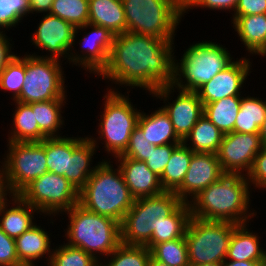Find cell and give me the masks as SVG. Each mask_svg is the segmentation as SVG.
Returning a JSON list of instances; mask_svg holds the SVG:
<instances>
[{
  "label": "cell",
  "mask_w": 266,
  "mask_h": 266,
  "mask_svg": "<svg viewBox=\"0 0 266 266\" xmlns=\"http://www.w3.org/2000/svg\"><path fill=\"white\" fill-rule=\"evenodd\" d=\"M174 49V41L121 33L114 37L108 64L98 76L119 87H139L151 95L172 85Z\"/></svg>",
  "instance_id": "1"
},
{
  "label": "cell",
  "mask_w": 266,
  "mask_h": 266,
  "mask_svg": "<svg viewBox=\"0 0 266 266\" xmlns=\"http://www.w3.org/2000/svg\"><path fill=\"white\" fill-rule=\"evenodd\" d=\"M250 192L245 175L224 174L189 202L191 217L236 225L249 223L257 215L250 208Z\"/></svg>",
  "instance_id": "2"
},
{
  "label": "cell",
  "mask_w": 266,
  "mask_h": 266,
  "mask_svg": "<svg viewBox=\"0 0 266 266\" xmlns=\"http://www.w3.org/2000/svg\"><path fill=\"white\" fill-rule=\"evenodd\" d=\"M106 159L97 163L94 173L78 193V204L99 215L121 223L134 198L120 168Z\"/></svg>",
  "instance_id": "3"
},
{
  "label": "cell",
  "mask_w": 266,
  "mask_h": 266,
  "mask_svg": "<svg viewBox=\"0 0 266 266\" xmlns=\"http://www.w3.org/2000/svg\"><path fill=\"white\" fill-rule=\"evenodd\" d=\"M64 213L69 218L63 236L66 244L81 248L99 262L121 244L120 223L113 218L91 212L79 204Z\"/></svg>",
  "instance_id": "4"
},
{
  "label": "cell",
  "mask_w": 266,
  "mask_h": 266,
  "mask_svg": "<svg viewBox=\"0 0 266 266\" xmlns=\"http://www.w3.org/2000/svg\"><path fill=\"white\" fill-rule=\"evenodd\" d=\"M118 89L116 86L110 89L106 88L107 93L103 96L104 111L98 115L100 119L96 134L99 137L88 136L97 149L99 143H102L108 154L107 157L112 154L114 158L122 155L127 149L131 133L137 126L142 111L138 110L137 107L134 108L135 106L129 98L130 91L126 92L128 94L126 96Z\"/></svg>",
  "instance_id": "5"
},
{
  "label": "cell",
  "mask_w": 266,
  "mask_h": 266,
  "mask_svg": "<svg viewBox=\"0 0 266 266\" xmlns=\"http://www.w3.org/2000/svg\"><path fill=\"white\" fill-rule=\"evenodd\" d=\"M181 56H174L173 83L177 89L196 92L234 60L228 48L212 41L191 44Z\"/></svg>",
  "instance_id": "6"
},
{
  "label": "cell",
  "mask_w": 266,
  "mask_h": 266,
  "mask_svg": "<svg viewBox=\"0 0 266 266\" xmlns=\"http://www.w3.org/2000/svg\"><path fill=\"white\" fill-rule=\"evenodd\" d=\"M127 31L174 41L183 15V0H122Z\"/></svg>",
  "instance_id": "7"
},
{
  "label": "cell",
  "mask_w": 266,
  "mask_h": 266,
  "mask_svg": "<svg viewBox=\"0 0 266 266\" xmlns=\"http://www.w3.org/2000/svg\"><path fill=\"white\" fill-rule=\"evenodd\" d=\"M182 201L174 192L135 199L120 223L121 244L145 246L153 231Z\"/></svg>",
  "instance_id": "8"
},
{
  "label": "cell",
  "mask_w": 266,
  "mask_h": 266,
  "mask_svg": "<svg viewBox=\"0 0 266 266\" xmlns=\"http://www.w3.org/2000/svg\"><path fill=\"white\" fill-rule=\"evenodd\" d=\"M236 224L190 217L185 240L190 266L223 263Z\"/></svg>",
  "instance_id": "9"
},
{
  "label": "cell",
  "mask_w": 266,
  "mask_h": 266,
  "mask_svg": "<svg viewBox=\"0 0 266 266\" xmlns=\"http://www.w3.org/2000/svg\"><path fill=\"white\" fill-rule=\"evenodd\" d=\"M63 62L25 53V78L19 97L15 100L29 104L48 100H66L67 89ZM62 65V66H61Z\"/></svg>",
  "instance_id": "10"
},
{
  "label": "cell",
  "mask_w": 266,
  "mask_h": 266,
  "mask_svg": "<svg viewBox=\"0 0 266 266\" xmlns=\"http://www.w3.org/2000/svg\"><path fill=\"white\" fill-rule=\"evenodd\" d=\"M78 193L79 191L64 176L46 172L33 180L18 195L38 209L41 215L51 216L50 223L53 224V217L64 215L65 211L78 204Z\"/></svg>",
  "instance_id": "11"
},
{
  "label": "cell",
  "mask_w": 266,
  "mask_h": 266,
  "mask_svg": "<svg viewBox=\"0 0 266 266\" xmlns=\"http://www.w3.org/2000/svg\"><path fill=\"white\" fill-rule=\"evenodd\" d=\"M3 158L10 192L18 195L33 180L48 172L45 139L41 142H10Z\"/></svg>",
  "instance_id": "12"
},
{
  "label": "cell",
  "mask_w": 266,
  "mask_h": 266,
  "mask_svg": "<svg viewBox=\"0 0 266 266\" xmlns=\"http://www.w3.org/2000/svg\"><path fill=\"white\" fill-rule=\"evenodd\" d=\"M41 15H43L42 19L35 32L32 33L30 43L40 51L45 50L47 54L38 55L34 52L32 56L60 61L67 58L68 62L69 53L75 46V40H79L76 37L78 33L82 34L81 31L58 16L50 13Z\"/></svg>",
  "instance_id": "13"
},
{
  "label": "cell",
  "mask_w": 266,
  "mask_h": 266,
  "mask_svg": "<svg viewBox=\"0 0 266 266\" xmlns=\"http://www.w3.org/2000/svg\"><path fill=\"white\" fill-rule=\"evenodd\" d=\"M91 29L86 32L87 29ZM85 36L78 42L81 46L80 53L74 48L71 49L68 63L87 71L90 74L98 75L107 66L115 35L103 26L87 23L78 27Z\"/></svg>",
  "instance_id": "14"
},
{
  "label": "cell",
  "mask_w": 266,
  "mask_h": 266,
  "mask_svg": "<svg viewBox=\"0 0 266 266\" xmlns=\"http://www.w3.org/2000/svg\"><path fill=\"white\" fill-rule=\"evenodd\" d=\"M175 89L178 90V96L174 97L175 100L169 102L172 99V95H174L173 92H176ZM151 94V97H156L160 101H164V104L166 103L161 108L169 116L174 131L183 141L198 119L204 114V105L199 99L197 92L184 91L170 85L161 87Z\"/></svg>",
  "instance_id": "15"
},
{
  "label": "cell",
  "mask_w": 266,
  "mask_h": 266,
  "mask_svg": "<svg viewBox=\"0 0 266 266\" xmlns=\"http://www.w3.org/2000/svg\"><path fill=\"white\" fill-rule=\"evenodd\" d=\"M263 148L258 133L230 132L224 134L217 158L225 174L247 175L253 161Z\"/></svg>",
  "instance_id": "16"
},
{
  "label": "cell",
  "mask_w": 266,
  "mask_h": 266,
  "mask_svg": "<svg viewBox=\"0 0 266 266\" xmlns=\"http://www.w3.org/2000/svg\"><path fill=\"white\" fill-rule=\"evenodd\" d=\"M245 57L236 58L196 91L203 105L226 97L243 95L241 90L252 69L250 57Z\"/></svg>",
  "instance_id": "17"
},
{
  "label": "cell",
  "mask_w": 266,
  "mask_h": 266,
  "mask_svg": "<svg viewBox=\"0 0 266 266\" xmlns=\"http://www.w3.org/2000/svg\"><path fill=\"white\" fill-rule=\"evenodd\" d=\"M224 171L217 154L194 153L182 185L174 192L184 203H189L201 191L217 182Z\"/></svg>",
  "instance_id": "18"
},
{
  "label": "cell",
  "mask_w": 266,
  "mask_h": 266,
  "mask_svg": "<svg viewBox=\"0 0 266 266\" xmlns=\"http://www.w3.org/2000/svg\"><path fill=\"white\" fill-rule=\"evenodd\" d=\"M126 185L134 199L156 196L164 192L159 177L152 172L145 161L128 157H115Z\"/></svg>",
  "instance_id": "19"
},
{
  "label": "cell",
  "mask_w": 266,
  "mask_h": 266,
  "mask_svg": "<svg viewBox=\"0 0 266 266\" xmlns=\"http://www.w3.org/2000/svg\"><path fill=\"white\" fill-rule=\"evenodd\" d=\"M44 230L47 229H43L36 223L21 236L15 238L16 253L22 266H37L35 261L43 259L45 255L48 266L53 249L49 232Z\"/></svg>",
  "instance_id": "20"
},
{
  "label": "cell",
  "mask_w": 266,
  "mask_h": 266,
  "mask_svg": "<svg viewBox=\"0 0 266 266\" xmlns=\"http://www.w3.org/2000/svg\"><path fill=\"white\" fill-rule=\"evenodd\" d=\"M10 204L13 206L9 207ZM34 213L41 215L38 209L25 202L19 195H13L0 206V228L6 235L15 239L36 224L33 221Z\"/></svg>",
  "instance_id": "21"
},
{
  "label": "cell",
  "mask_w": 266,
  "mask_h": 266,
  "mask_svg": "<svg viewBox=\"0 0 266 266\" xmlns=\"http://www.w3.org/2000/svg\"><path fill=\"white\" fill-rule=\"evenodd\" d=\"M247 225L249 223L238 224L234 228L225 260H266V249H263L259 241L261 237L257 232H251Z\"/></svg>",
  "instance_id": "22"
},
{
  "label": "cell",
  "mask_w": 266,
  "mask_h": 266,
  "mask_svg": "<svg viewBox=\"0 0 266 266\" xmlns=\"http://www.w3.org/2000/svg\"><path fill=\"white\" fill-rule=\"evenodd\" d=\"M137 125L142 129L143 135L152 145L180 144L182 140L174 131L169 116L162 108H157L151 114L144 111L140 113Z\"/></svg>",
  "instance_id": "23"
},
{
  "label": "cell",
  "mask_w": 266,
  "mask_h": 266,
  "mask_svg": "<svg viewBox=\"0 0 266 266\" xmlns=\"http://www.w3.org/2000/svg\"><path fill=\"white\" fill-rule=\"evenodd\" d=\"M89 23L103 26L115 36L127 32L122 0H89Z\"/></svg>",
  "instance_id": "24"
},
{
  "label": "cell",
  "mask_w": 266,
  "mask_h": 266,
  "mask_svg": "<svg viewBox=\"0 0 266 266\" xmlns=\"http://www.w3.org/2000/svg\"><path fill=\"white\" fill-rule=\"evenodd\" d=\"M237 37L250 55L258 54L266 44V14L231 17Z\"/></svg>",
  "instance_id": "25"
},
{
  "label": "cell",
  "mask_w": 266,
  "mask_h": 266,
  "mask_svg": "<svg viewBox=\"0 0 266 266\" xmlns=\"http://www.w3.org/2000/svg\"><path fill=\"white\" fill-rule=\"evenodd\" d=\"M81 137H47L45 153L48 172L64 176L69 181V158L73 150L86 138Z\"/></svg>",
  "instance_id": "26"
},
{
  "label": "cell",
  "mask_w": 266,
  "mask_h": 266,
  "mask_svg": "<svg viewBox=\"0 0 266 266\" xmlns=\"http://www.w3.org/2000/svg\"><path fill=\"white\" fill-rule=\"evenodd\" d=\"M15 103V104H14ZM12 127L7 137L10 142H41L47 136L39 129L35 113L28 104L14 101Z\"/></svg>",
  "instance_id": "27"
},
{
  "label": "cell",
  "mask_w": 266,
  "mask_h": 266,
  "mask_svg": "<svg viewBox=\"0 0 266 266\" xmlns=\"http://www.w3.org/2000/svg\"><path fill=\"white\" fill-rule=\"evenodd\" d=\"M96 146L87 136L72 152L69 158V182L78 191L87 183L97 165L92 166Z\"/></svg>",
  "instance_id": "28"
},
{
  "label": "cell",
  "mask_w": 266,
  "mask_h": 266,
  "mask_svg": "<svg viewBox=\"0 0 266 266\" xmlns=\"http://www.w3.org/2000/svg\"><path fill=\"white\" fill-rule=\"evenodd\" d=\"M223 136L224 133L202 115L182 142L194 153L216 154Z\"/></svg>",
  "instance_id": "29"
},
{
  "label": "cell",
  "mask_w": 266,
  "mask_h": 266,
  "mask_svg": "<svg viewBox=\"0 0 266 266\" xmlns=\"http://www.w3.org/2000/svg\"><path fill=\"white\" fill-rule=\"evenodd\" d=\"M190 217L189 203L182 202L159 224L157 231H153L151 240L145 246L151 249L158 243L184 237Z\"/></svg>",
  "instance_id": "30"
},
{
  "label": "cell",
  "mask_w": 266,
  "mask_h": 266,
  "mask_svg": "<svg viewBox=\"0 0 266 266\" xmlns=\"http://www.w3.org/2000/svg\"><path fill=\"white\" fill-rule=\"evenodd\" d=\"M193 154L194 152L183 142L174 149L169 162L159 177L164 191L175 192L182 185Z\"/></svg>",
  "instance_id": "31"
},
{
  "label": "cell",
  "mask_w": 266,
  "mask_h": 266,
  "mask_svg": "<svg viewBox=\"0 0 266 266\" xmlns=\"http://www.w3.org/2000/svg\"><path fill=\"white\" fill-rule=\"evenodd\" d=\"M242 96H230L204 105V116L222 133L234 131V124L240 110Z\"/></svg>",
  "instance_id": "32"
},
{
  "label": "cell",
  "mask_w": 266,
  "mask_h": 266,
  "mask_svg": "<svg viewBox=\"0 0 266 266\" xmlns=\"http://www.w3.org/2000/svg\"><path fill=\"white\" fill-rule=\"evenodd\" d=\"M65 104H67L66 100H48L28 104L35 113L39 129L47 137H60V128L65 126L62 116L64 113L62 108Z\"/></svg>",
  "instance_id": "33"
},
{
  "label": "cell",
  "mask_w": 266,
  "mask_h": 266,
  "mask_svg": "<svg viewBox=\"0 0 266 266\" xmlns=\"http://www.w3.org/2000/svg\"><path fill=\"white\" fill-rule=\"evenodd\" d=\"M266 99L242 95L239 113L237 115L234 131L238 133H259V127L265 119Z\"/></svg>",
  "instance_id": "34"
},
{
  "label": "cell",
  "mask_w": 266,
  "mask_h": 266,
  "mask_svg": "<svg viewBox=\"0 0 266 266\" xmlns=\"http://www.w3.org/2000/svg\"><path fill=\"white\" fill-rule=\"evenodd\" d=\"M150 256V249L146 246L120 244L108 257L102 259L101 266H148Z\"/></svg>",
  "instance_id": "35"
},
{
  "label": "cell",
  "mask_w": 266,
  "mask_h": 266,
  "mask_svg": "<svg viewBox=\"0 0 266 266\" xmlns=\"http://www.w3.org/2000/svg\"><path fill=\"white\" fill-rule=\"evenodd\" d=\"M50 14L81 27L89 23V0H53Z\"/></svg>",
  "instance_id": "36"
},
{
  "label": "cell",
  "mask_w": 266,
  "mask_h": 266,
  "mask_svg": "<svg viewBox=\"0 0 266 266\" xmlns=\"http://www.w3.org/2000/svg\"><path fill=\"white\" fill-rule=\"evenodd\" d=\"M151 255L170 266H190L185 236L163 243L150 249Z\"/></svg>",
  "instance_id": "37"
},
{
  "label": "cell",
  "mask_w": 266,
  "mask_h": 266,
  "mask_svg": "<svg viewBox=\"0 0 266 266\" xmlns=\"http://www.w3.org/2000/svg\"><path fill=\"white\" fill-rule=\"evenodd\" d=\"M63 242V244L53 247L48 266H101V262L91 254Z\"/></svg>",
  "instance_id": "38"
},
{
  "label": "cell",
  "mask_w": 266,
  "mask_h": 266,
  "mask_svg": "<svg viewBox=\"0 0 266 266\" xmlns=\"http://www.w3.org/2000/svg\"><path fill=\"white\" fill-rule=\"evenodd\" d=\"M25 54L14 56L0 72V91H8L15 101L21 92L25 78ZM7 91V92H6Z\"/></svg>",
  "instance_id": "39"
},
{
  "label": "cell",
  "mask_w": 266,
  "mask_h": 266,
  "mask_svg": "<svg viewBox=\"0 0 266 266\" xmlns=\"http://www.w3.org/2000/svg\"><path fill=\"white\" fill-rule=\"evenodd\" d=\"M29 14V0H0V31L16 28Z\"/></svg>",
  "instance_id": "40"
},
{
  "label": "cell",
  "mask_w": 266,
  "mask_h": 266,
  "mask_svg": "<svg viewBox=\"0 0 266 266\" xmlns=\"http://www.w3.org/2000/svg\"><path fill=\"white\" fill-rule=\"evenodd\" d=\"M152 146L146 136L143 135L142 129L137 125L131 133L127 149L122 155L117 157H128L134 160L146 161Z\"/></svg>",
  "instance_id": "41"
},
{
  "label": "cell",
  "mask_w": 266,
  "mask_h": 266,
  "mask_svg": "<svg viewBox=\"0 0 266 266\" xmlns=\"http://www.w3.org/2000/svg\"><path fill=\"white\" fill-rule=\"evenodd\" d=\"M178 145L179 144H165L160 146L153 145L147 156V160L145 161L147 167L160 177L165 169V166L169 162L174 149Z\"/></svg>",
  "instance_id": "42"
},
{
  "label": "cell",
  "mask_w": 266,
  "mask_h": 266,
  "mask_svg": "<svg viewBox=\"0 0 266 266\" xmlns=\"http://www.w3.org/2000/svg\"><path fill=\"white\" fill-rule=\"evenodd\" d=\"M250 186L266 190V146L256 155L249 173L246 175Z\"/></svg>",
  "instance_id": "43"
},
{
  "label": "cell",
  "mask_w": 266,
  "mask_h": 266,
  "mask_svg": "<svg viewBox=\"0 0 266 266\" xmlns=\"http://www.w3.org/2000/svg\"><path fill=\"white\" fill-rule=\"evenodd\" d=\"M238 0H183V15L190 9L207 8L208 10L235 11Z\"/></svg>",
  "instance_id": "44"
},
{
  "label": "cell",
  "mask_w": 266,
  "mask_h": 266,
  "mask_svg": "<svg viewBox=\"0 0 266 266\" xmlns=\"http://www.w3.org/2000/svg\"><path fill=\"white\" fill-rule=\"evenodd\" d=\"M0 266H22L18 260L15 239L0 228Z\"/></svg>",
  "instance_id": "45"
},
{
  "label": "cell",
  "mask_w": 266,
  "mask_h": 266,
  "mask_svg": "<svg viewBox=\"0 0 266 266\" xmlns=\"http://www.w3.org/2000/svg\"><path fill=\"white\" fill-rule=\"evenodd\" d=\"M232 16L266 14V0H238Z\"/></svg>",
  "instance_id": "46"
},
{
  "label": "cell",
  "mask_w": 266,
  "mask_h": 266,
  "mask_svg": "<svg viewBox=\"0 0 266 266\" xmlns=\"http://www.w3.org/2000/svg\"><path fill=\"white\" fill-rule=\"evenodd\" d=\"M10 37L6 35L5 31H0V72L5 68L7 63L17 55L12 52L14 43H10ZM13 48V49H12Z\"/></svg>",
  "instance_id": "47"
},
{
  "label": "cell",
  "mask_w": 266,
  "mask_h": 266,
  "mask_svg": "<svg viewBox=\"0 0 266 266\" xmlns=\"http://www.w3.org/2000/svg\"><path fill=\"white\" fill-rule=\"evenodd\" d=\"M0 206L5 203L8 199V197H12L13 194L10 192V189L7 184L6 179V169L4 161H0Z\"/></svg>",
  "instance_id": "48"
},
{
  "label": "cell",
  "mask_w": 266,
  "mask_h": 266,
  "mask_svg": "<svg viewBox=\"0 0 266 266\" xmlns=\"http://www.w3.org/2000/svg\"><path fill=\"white\" fill-rule=\"evenodd\" d=\"M29 2H30V14L31 13L47 14L50 13L53 0H29Z\"/></svg>",
  "instance_id": "49"
},
{
  "label": "cell",
  "mask_w": 266,
  "mask_h": 266,
  "mask_svg": "<svg viewBox=\"0 0 266 266\" xmlns=\"http://www.w3.org/2000/svg\"><path fill=\"white\" fill-rule=\"evenodd\" d=\"M265 260H255V261H234L225 260L222 266H264Z\"/></svg>",
  "instance_id": "50"
},
{
  "label": "cell",
  "mask_w": 266,
  "mask_h": 266,
  "mask_svg": "<svg viewBox=\"0 0 266 266\" xmlns=\"http://www.w3.org/2000/svg\"><path fill=\"white\" fill-rule=\"evenodd\" d=\"M259 136L261 138V142L263 146H266V115L265 119L262 122L261 126L259 127Z\"/></svg>",
  "instance_id": "51"
},
{
  "label": "cell",
  "mask_w": 266,
  "mask_h": 266,
  "mask_svg": "<svg viewBox=\"0 0 266 266\" xmlns=\"http://www.w3.org/2000/svg\"><path fill=\"white\" fill-rule=\"evenodd\" d=\"M148 266H170V265H167L166 263L161 262V261L155 259V258L151 255V256H150V259H149V262H148Z\"/></svg>",
  "instance_id": "52"
},
{
  "label": "cell",
  "mask_w": 266,
  "mask_h": 266,
  "mask_svg": "<svg viewBox=\"0 0 266 266\" xmlns=\"http://www.w3.org/2000/svg\"><path fill=\"white\" fill-rule=\"evenodd\" d=\"M196 266H222V263H207V264H201Z\"/></svg>",
  "instance_id": "53"
},
{
  "label": "cell",
  "mask_w": 266,
  "mask_h": 266,
  "mask_svg": "<svg viewBox=\"0 0 266 266\" xmlns=\"http://www.w3.org/2000/svg\"><path fill=\"white\" fill-rule=\"evenodd\" d=\"M257 55H259V56L261 55L262 57L266 56V44L263 47V49Z\"/></svg>",
  "instance_id": "54"
}]
</instances>
